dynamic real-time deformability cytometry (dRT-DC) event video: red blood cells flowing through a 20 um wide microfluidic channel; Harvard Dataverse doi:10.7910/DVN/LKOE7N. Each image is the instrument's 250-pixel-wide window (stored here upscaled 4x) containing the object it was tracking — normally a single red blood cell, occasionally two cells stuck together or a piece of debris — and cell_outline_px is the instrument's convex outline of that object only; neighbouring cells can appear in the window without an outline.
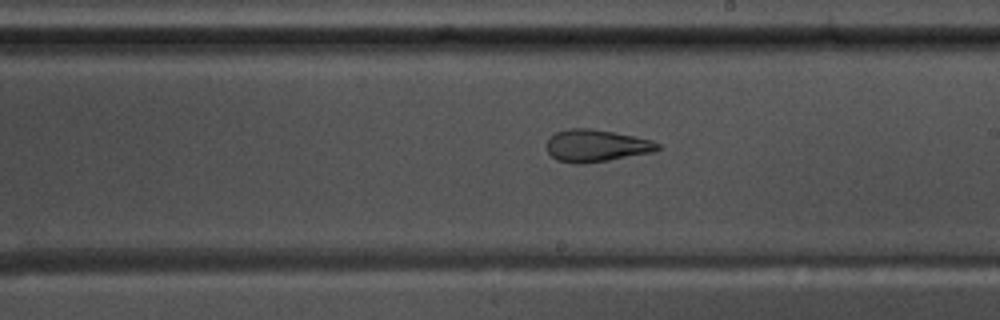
{"species": "common noctule bat (a hibernating species)", "species_latin": "Nyctalus noctula", "temperature_condition": "warm", "stored_images_in_passage": 57, "camera_frame_rate_fps": 3000, "um_per_image_px": 0.085, "animal": {"sex": "male", "body_mass_g": 17.5, "forearm_length_mm": 52.3}, "frame": {"image": 1, "passage_image": 33, "time_ms": 10.667, "image_size_px": [1000, 320], "cell_outline_px": [[660, 148], [652, 152], [608, 160], [584, 164], [576, 164], [556, 160], [548, 152], [548, 140], [556, 132], [568, 128], [592, 128], [652, 140], [660, 144]], "centroid_in_image_um": [50.67, 12.39], "position_along_channel_um": 238.3, "area_um2": 20.63}}
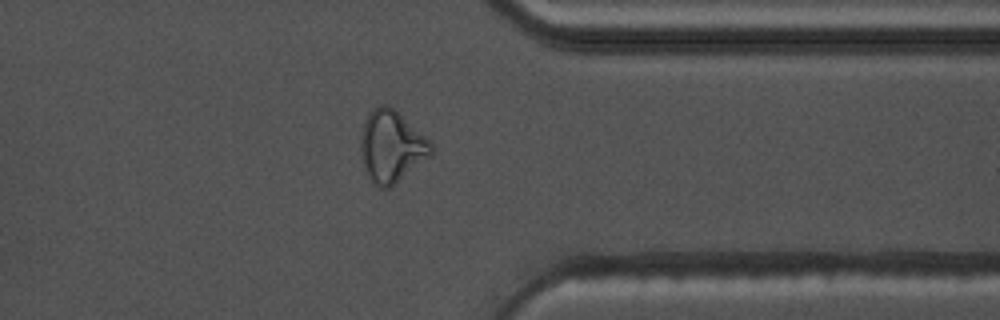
{"frame": {"image": 2, "passage_image": 45, "time_ms": 14.667, "image_size_px": [1000, 320], "cell_outline_px": [[432, 156], [388, 188], [380, 188], [372, 184], [364, 168], [360, 152], [360, 136], [364, 120], [368, 112], [372, 108], [380, 104], [388, 104], [424, 136], [432, 144]], "centroid_in_image_um": [33.22, 12.45], "position_along_channel_um": 378.2, "area_um2": 29.42}}
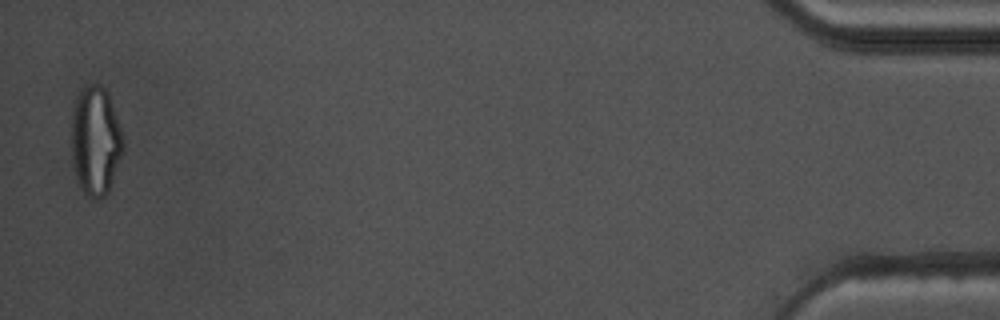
{"frame": {"image": 3, "passage_image": 56, "time_ms": 18.333, "image_size_px": [1000, 320], "cell_outline_px": [[124, 152], [108, 192], [104, 196], [96, 200], [88, 196], [76, 184], [72, 168], [72, 112], [76, 96], [88, 84], [100, 84], [104, 88], [108, 96], [120, 128], [124, 144]], "centroid_in_image_um": [8.1, 12.04], "position_along_channel_um": 427.1, "area_um2": 33.06}, "authors_computed_cell_mechanics": {"area_um2": 25.0852, "velocity_mm_per_s": 3.6363, "shape_relaxation_time_tau1_ms": null, "shape_relaxation_time_tau2_ms": 1.8301, "deformation_change_tau1": null, "deformation_change_tau2": 0.0914}}